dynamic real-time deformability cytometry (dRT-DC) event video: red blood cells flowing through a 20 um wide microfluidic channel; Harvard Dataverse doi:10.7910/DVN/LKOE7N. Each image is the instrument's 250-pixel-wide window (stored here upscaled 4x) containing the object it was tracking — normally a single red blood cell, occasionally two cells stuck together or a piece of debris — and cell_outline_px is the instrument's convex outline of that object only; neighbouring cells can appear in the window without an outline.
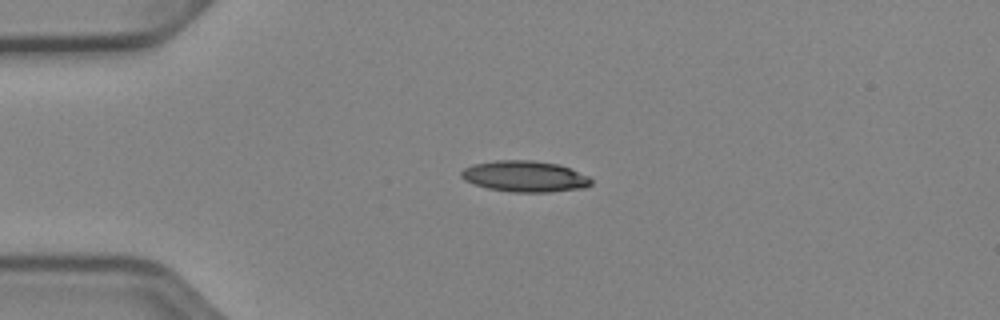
{"species": "Egyptian fruit bat (a non-hibernating species)", "species_latin": "Rousettus aegyptiacus", "temperature_condition": "cold", "stored_images_in_passage": 40, "camera_frame_rate_fps": 3000, "um_per_image_px": 0.085, "animal": {"sex": "female"}, "frame": {"image": 1, "passage_image": 1, "time_ms": 0.0, "image_size_px": [1000, 320], "cell_outline_px": [[592, 184], [584, 188], [548, 192], [512, 192], [488, 188], [464, 180], [460, 176], [460, 172], [464, 168], [472, 164], [496, 160], [532, 160], [556, 164], [568, 168], [588, 176], [592, 180]], "centroid_in_image_um": [44.58, 14.99], "position_along_channel_um": 40.4, "area_um2": 23.41}}
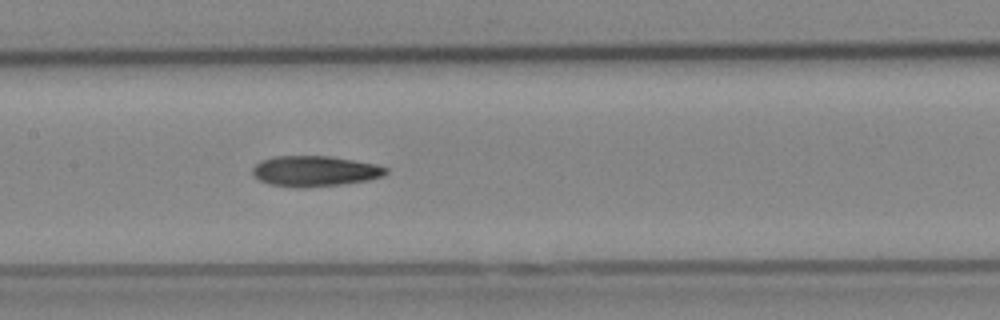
{"frame": {"image": 2, "passage_image": 14, "time_ms": 4.333, "image_size_px": [1000, 320], "cell_outline_px": [[388, 172], [384, 176], [368, 180], [340, 184], [304, 188], [296, 188], [268, 184], [260, 180], [252, 172], [252, 168], [260, 160], [276, 156], [332, 156], [376, 164], [388, 168]], "centroid_in_image_um": [26.77, 14.54], "position_along_channel_um": 180.6, "area_um2": 23.87}}
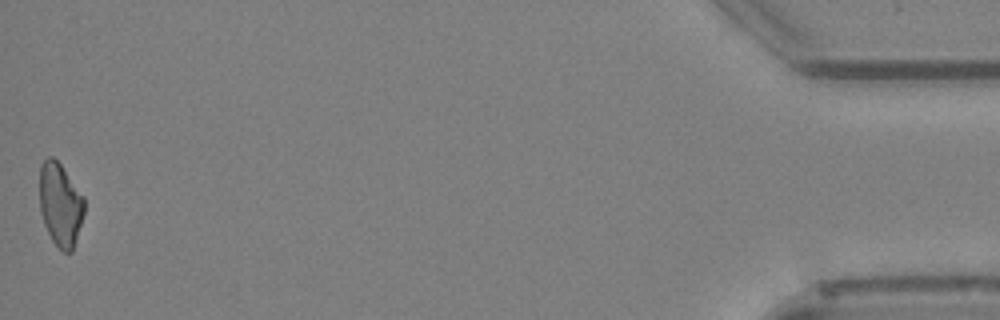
{"frame": {"image": 3, "passage_image": 40, "time_ms": 13.0, "image_size_px": [1000, 320], "cell_outline_px": [[84, 212], [72, 252], [64, 252], [52, 240], [44, 224], [40, 212], [40, 164], [48, 156], [52, 156], [60, 164], [84, 196]], "centroid_in_image_um": [5.12, 17.37], "position_along_channel_um": 430.1, "area_um2": 21.5}, "authors_computed_cell_mechanics": {"area_um2": 23.0911, "velocity_mm_per_s": 3.95, "shape_relaxation_time_tau1_ms": 8.173, "shape_relaxation_time_tau2_ms": 7.2791, "deformation_change_tau1": 0.1637, "deformation_change_tau2": 0.1712}}